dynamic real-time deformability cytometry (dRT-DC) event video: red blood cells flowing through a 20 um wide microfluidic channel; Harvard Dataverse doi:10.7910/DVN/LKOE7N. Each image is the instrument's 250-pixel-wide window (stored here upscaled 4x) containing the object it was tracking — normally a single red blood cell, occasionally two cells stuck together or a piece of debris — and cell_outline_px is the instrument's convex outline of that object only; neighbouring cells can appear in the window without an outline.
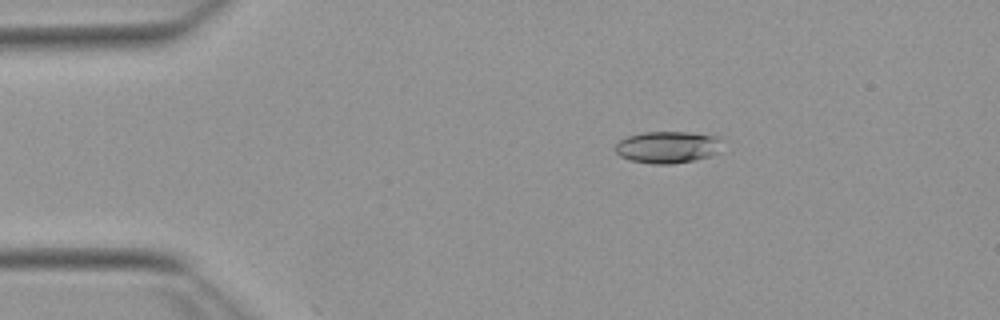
{"species": "Egyptian fruit bat (a non-hibernating species)", "species_latin": "Rousettus aegyptiacus", "temperature_condition": "warm", "stored_images_in_passage": 10, "camera_frame_rate_fps": 3000, "um_per_image_px": 0.085, "animal": {"sex": "female"}, "frame": {"image": 1, "passage_image": 9, "time_ms": 2.667, "image_size_px": [1000, 320], "cell_outline_px": [[728, 140], [712, 156], [672, 164], [652, 164], [628, 160], [620, 156], [616, 152], [616, 144], [620, 140], [628, 136], [644, 132], [688, 132], [720, 136]], "centroid_in_image_um": [56.82, 12.5], "position_along_channel_um": 28.2, "area_um2": 20.23}}